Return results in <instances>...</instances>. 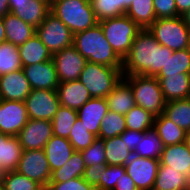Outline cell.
Masks as SVG:
<instances>
[{
  "label": "cell",
  "instance_id": "obj_1",
  "mask_svg": "<svg viewBox=\"0 0 190 190\" xmlns=\"http://www.w3.org/2000/svg\"><path fill=\"white\" fill-rule=\"evenodd\" d=\"M173 52L159 44L148 28L141 29L123 59V75L156 76Z\"/></svg>",
  "mask_w": 190,
  "mask_h": 190
},
{
  "label": "cell",
  "instance_id": "obj_2",
  "mask_svg": "<svg viewBox=\"0 0 190 190\" xmlns=\"http://www.w3.org/2000/svg\"><path fill=\"white\" fill-rule=\"evenodd\" d=\"M72 46L88 61L122 70L123 60L108 43L100 24L75 33Z\"/></svg>",
  "mask_w": 190,
  "mask_h": 190
},
{
  "label": "cell",
  "instance_id": "obj_3",
  "mask_svg": "<svg viewBox=\"0 0 190 190\" xmlns=\"http://www.w3.org/2000/svg\"><path fill=\"white\" fill-rule=\"evenodd\" d=\"M50 12L59 18L73 34L98 24L90 0H52Z\"/></svg>",
  "mask_w": 190,
  "mask_h": 190
},
{
  "label": "cell",
  "instance_id": "obj_4",
  "mask_svg": "<svg viewBox=\"0 0 190 190\" xmlns=\"http://www.w3.org/2000/svg\"><path fill=\"white\" fill-rule=\"evenodd\" d=\"M123 78L132 88L136 106L142 107L155 117L163 113L166 101L155 76L123 75Z\"/></svg>",
  "mask_w": 190,
  "mask_h": 190
},
{
  "label": "cell",
  "instance_id": "obj_5",
  "mask_svg": "<svg viewBox=\"0 0 190 190\" xmlns=\"http://www.w3.org/2000/svg\"><path fill=\"white\" fill-rule=\"evenodd\" d=\"M105 38L116 54L123 60L130 51L141 28L127 15L98 21Z\"/></svg>",
  "mask_w": 190,
  "mask_h": 190
},
{
  "label": "cell",
  "instance_id": "obj_6",
  "mask_svg": "<svg viewBox=\"0 0 190 190\" xmlns=\"http://www.w3.org/2000/svg\"><path fill=\"white\" fill-rule=\"evenodd\" d=\"M122 78L123 71L118 68L87 61L79 81L89 91L92 98H105Z\"/></svg>",
  "mask_w": 190,
  "mask_h": 190
},
{
  "label": "cell",
  "instance_id": "obj_7",
  "mask_svg": "<svg viewBox=\"0 0 190 190\" xmlns=\"http://www.w3.org/2000/svg\"><path fill=\"white\" fill-rule=\"evenodd\" d=\"M148 30L159 44L173 51L190 48V29L181 16L156 19Z\"/></svg>",
  "mask_w": 190,
  "mask_h": 190
},
{
  "label": "cell",
  "instance_id": "obj_8",
  "mask_svg": "<svg viewBox=\"0 0 190 190\" xmlns=\"http://www.w3.org/2000/svg\"><path fill=\"white\" fill-rule=\"evenodd\" d=\"M36 35L52 55L64 48L71 47L73 44L74 34L51 12L46 15L45 20L36 28Z\"/></svg>",
  "mask_w": 190,
  "mask_h": 190
},
{
  "label": "cell",
  "instance_id": "obj_9",
  "mask_svg": "<svg viewBox=\"0 0 190 190\" xmlns=\"http://www.w3.org/2000/svg\"><path fill=\"white\" fill-rule=\"evenodd\" d=\"M29 119L52 121L61 106L57 90H31L25 99Z\"/></svg>",
  "mask_w": 190,
  "mask_h": 190
},
{
  "label": "cell",
  "instance_id": "obj_10",
  "mask_svg": "<svg viewBox=\"0 0 190 190\" xmlns=\"http://www.w3.org/2000/svg\"><path fill=\"white\" fill-rule=\"evenodd\" d=\"M16 171L40 185H47L52 174L44 149L23 150Z\"/></svg>",
  "mask_w": 190,
  "mask_h": 190
},
{
  "label": "cell",
  "instance_id": "obj_11",
  "mask_svg": "<svg viewBox=\"0 0 190 190\" xmlns=\"http://www.w3.org/2000/svg\"><path fill=\"white\" fill-rule=\"evenodd\" d=\"M159 166V159L143 158L134 154L125 164L126 173L138 190H153Z\"/></svg>",
  "mask_w": 190,
  "mask_h": 190
},
{
  "label": "cell",
  "instance_id": "obj_12",
  "mask_svg": "<svg viewBox=\"0 0 190 190\" xmlns=\"http://www.w3.org/2000/svg\"><path fill=\"white\" fill-rule=\"evenodd\" d=\"M24 101L0 100V132L9 136H18L28 122Z\"/></svg>",
  "mask_w": 190,
  "mask_h": 190
},
{
  "label": "cell",
  "instance_id": "obj_13",
  "mask_svg": "<svg viewBox=\"0 0 190 190\" xmlns=\"http://www.w3.org/2000/svg\"><path fill=\"white\" fill-rule=\"evenodd\" d=\"M59 82L79 80L87 60L73 47L64 48L52 58Z\"/></svg>",
  "mask_w": 190,
  "mask_h": 190
},
{
  "label": "cell",
  "instance_id": "obj_14",
  "mask_svg": "<svg viewBox=\"0 0 190 190\" xmlns=\"http://www.w3.org/2000/svg\"><path fill=\"white\" fill-rule=\"evenodd\" d=\"M52 136L51 121L29 119L17 137L23 150H36L44 149Z\"/></svg>",
  "mask_w": 190,
  "mask_h": 190
},
{
  "label": "cell",
  "instance_id": "obj_15",
  "mask_svg": "<svg viewBox=\"0 0 190 190\" xmlns=\"http://www.w3.org/2000/svg\"><path fill=\"white\" fill-rule=\"evenodd\" d=\"M25 77L32 90H57L59 80L53 60L23 66Z\"/></svg>",
  "mask_w": 190,
  "mask_h": 190
},
{
  "label": "cell",
  "instance_id": "obj_16",
  "mask_svg": "<svg viewBox=\"0 0 190 190\" xmlns=\"http://www.w3.org/2000/svg\"><path fill=\"white\" fill-rule=\"evenodd\" d=\"M29 81L23 70L0 76V98L9 101H25L31 93Z\"/></svg>",
  "mask_w": 190,
  "mask_h": 190
},
{
  "label": "cell",
  "instance_id": "obj_17",
  "mask_svg": "<svg viewBox=\"0 0 190 190\" xmlns=\"http://www.w3.org/2000/svg\"><path fill=\"white\" fill-rule=\"evenodd\" d=\"M108 112L105 98H91L77 110L78 119L92 134L99 136L100 123Z\"/></svg>",
  "mask_w": 190,
  "mask_h": 190
},
{
  "label": "cell",
  "instance_id": "obj_18",
  "mask_svg": "<svg viewBox=\"0 0 190 190\" xmlns=\"http://www.w3.org/2000/svg\"><path fill=\"white\" fill-rule=\"evenodd\" d=\"M166 102L190 98V73L156 75Z\"/></svg>",
  "mask_w": 190,
  "mask_h": 190
},
{
  "label": "cell",
  "instance_id": "obj_19",
  "mask_svg": "<svg viewBox=\"0 0 190 190\" xmlns=\"http://www.w3.org/2000/svg\"><path fill=\"white\" fill-rule=\"evenodd\" d=\"M160 166H169L170 169L178 171L190 177V152L185 142L162 147L159 158Z\"/></svg>",
  "mask_w": 190,
  "mask_h": 190
},
{
  "label": "cell",
  "instance_id": "obj_20",
  "mask_svg": "<svg viewBox=\"0 0 190 190\" xmlns=\"http://www.w3.org/2000/svg\"><path fill=\"white\" fill-rule=\"evenodd\" d=\"M57 94L61 106L74 110H78L92 98L89 91L79 80L59 82Z\"/></svg>",
  "mask_w": 190,
  "mask_h": 190
},
{
  "label": "cell",
  "instance_id": "obj_21",
  "mask_svg": "<svg viewBox=\"0 0 190 190\" xmlns=\"http://www.w3.org/2000/svg\"><path fill=\"white\" fill-rule=\"evenodd\" d=\"M23 149L17 136L0 132V169L2 172L15 171L21 159Z\"/></svg>",
  "mask_w": 190,
  "mask_h": 190
},
{
  "label": "cell",
  "instance_id": "obj_22",
  "mask_svg": "<svg viewBox=\"0 0 190 190\" xmlns=\"http://www.w3.org/2000/svg\"><path fill=\"white\" fill-rule=\"evenodd\" d=\"M6 42L19 46L36 34V28L18 16L8 13L3 18Z\"/></svg>",
  "mask_w": 190,
  "mask_h": 190
},
{
  "label": "cell",
  "instance_id": "obj_23",
  "mask_svg": "<svg viewBox=\"0 0 190 190\" xmlns=\"http://www.w3.org/2000/svg\"><path fill=\"white\" fill-rule=\"evenodd\" d=\"M108 110L126 115L134 106L136 101L130 84L122 78L111 93L105 97Z\"/></svg>",
  "mask_w": 190,
  "mask_h": 190
},
{
  "label": "cell",
  "instance_id": "obj_24",
  "mask_svg": "<svg viewBox=\"0 0 190 190\" xmlns=\"http://www.w3.org/2000/svg\"><path fill=\"white\" fill-rule=\"evenodd\" d=\"M44 151L51 171L64 166L75 152L68 139L54 135L45 144Z\"/></svg>",
  "mask_w": 190,
  "mask_h": 190
},
{
  "label": "cell",
  "instance_id": "obj_25",
  "mask_svg": "<svg viewBox=\"0 0 190 190\" xmlns=\"http://www.w3.org/2000/svg\"><path fill=\"white\" fill-rule=\"evenodd\" d=\"M49 12L50 4L43 0H30L23 5H16V8H10V13L35 28L40 26Z\"/></svg>",
  "mask_w": 190,
  "mask_h": 190
},
{
  "label": "cell",
  "instance_id": "obj_26",
  "mask_svg": "<svg viewBox=\"0 0 190 190\" xmlns=\"http://www.w3.org/2000/svg\"><path fill=\"white\" fill-rule=\"evenodd\" d=\"M18 51L23 66L47 62L53 58L49 49L41 42L36 34L24 44L19 45Z\"/></svg>",
  "mask_w": 190,
  "mask_h": 190
},
{
  "label": "cell",
  "instance_id": "obj_27",
  "mask_svg": "<svg viewBox=\"0 0 190 190\" xmlns=\"http://www.w3.org/2000/svg\"><path fill=\"white\" fill-rule=\"evenodd\" d=\"M162 147L185 142L186 131L174 124L163 113L154 119V128Z\"/></svg>",
  "mask_w": 190,
  "mask_h": 190
},
{
  "label": "cell",
  "instance_id": "obj_28",
  "mask_svg": "<svg viewBox=\"0 0 190 190\" xmlns=\"http://www.w3.org/2000/svg\"><path fill=\"white\" fill-rule=\"evenodd\" d=\"M189 178L169 166H159L153 190H188Z\"/></svg>",
  "mask_w": 190,
  "mask_h": 190
},
{
  "label": "cell",
  "instance_id": "obj_29",
  "mask_svg": "<svg viewBox=\"0 0 190 190\" xmlns=\"http://www.w3.org/2000/svg\"><path fill=\"white\" fill-rule=\"evenodd\" d=\"M86 168L80 151H75L64 166L52 171L49 183L66 182L71 179L82 177Z\"/></svg>",
  "mask_w": 190,
  "mask_h": 190
},
{
  "label": "cell",
  "instance_id": "obj_30",
  "mask_svg": "<svg viewBox=\"0 0 190 190\" xmlns=\"http://www.w3.org/2000/svg\"><path fill=\"white\" fill-rule=\"evenodd\" d=\"M141 29H147L156 20L153 0H133L125 12Z\"/></svg>",
  "mask_w": 190,
  "mask_h": 190
},
{
  "label": "cell",
  "instance_id": "obj_31",
  "mask_svg": "<svg viewBox=\"0 0 190 190\" xmlns=\"http://www.w3.org/2000/svg\"><path fill=\"white\" fill-rule=\"evenodd\" d=\"M163 114L184 131H190V98L166 102Z\"/></svg>",
  "mask_w": 190,
  "mask_h": 190
},
{
  "label": "cell",
  "instance_id": "obj_32",
  "mask_svg": "<svg viewBox=\"0 0 190 190\" xmlns=\"http://www.w3.org/2000/svg\"><path fill=\"white\" fill-rule=\"evenodd\" d=\"M104 148L107 165L125 166L133 155V152L127 148V144L122 141L120 136L104 139Z\"/></svg>",
  "mask_w": 190,
  "mask_h": 190
},
{
  "label": "cell",
  "instance_id": "obj_33",
  "mask_svg": "<svg viewBox=\"0 0 190 190\" xmlns=\"http://www.w3.org/2000/svg\"><path fill=\"white\" fill-rule=\"evenodd\" d=\"M98 21L125 14L133 0H90Z\"/></svg>",
  "mask_w": 190,
  "mask_h": 190
},
{
  "label": "cell",
  "instance_id": "obj_34",
  "mask_svg": "<svg viewBox=\"0 0 190 190\" xmlns=\"http://www.w3.org/2000/svg\"><path fill=\"white\" fill-rule=\"evenodd\" d=\"M77 119V110L60 106L51 121L53 126V135L68 139L72 127Z\"/></svg>",
  "mask_w": 190,
  "mask_h": 190
},
{
  "label": "cell",
  "instance_id": "obj_35",
  "mask_svg": "<svg viewBox=\"0 0 190 190\" xmlns=\"http://www.w3.org/2000/svg\"><path fill=\"white\" fill-rule=\"evenodd\" d=\"M124 116L128 130L148 132L154 128L155 116L140 106H134Z\"/></svg>",
  "mask_w": 190,
  "mask_h": 190
},
{
  "label": "cell",
  "instance_id": "obj_36",
  "mask_svg": "<svg viewBox=\"0 0 190 190\" xmlns=\"http://www.w3.org/2000/svg\"><path fill=\"white\" fill-rule=\"evenodd\" d=\"M23 64L19 55L18 46L9 42L0 44V76L22 70Z\"/></svg>",
  "mask_w": 190,
  "mask_h": 190
},
{
  "label": "cell",
  "instance_id": "obj_37",
  "mask_svg": "<svg viewBox=\"0 0 190 190\" xmlns=\"http://www.w3.org/2000/svg\"><path fill=\"white\" fill-rule=\"evenodd\" d=\"M125 116L108 110L100 123L99 138L107 139L121 135L126 130Z\"/></svg>",
  "mask_w": 190,
  "mask_h": 190
},
{
  "label": "cell",
  "instance_id": "obj_38",
  "mask_svg": "<svg viewBox=\"0 0 190 190\" xmlns=\"http://www.w3.org/2000/svg\"><path fill=\"white\" fill-rule=\"evenodd\" d=\"M190 73V48L174 51L157 75Z\"/></svg>",
  "mask_w": 190,
  "mask_h": 190
},
{
  "label": "cell",
  "instance_id": "obj_39",
  "mask_svg": "<svg viewBox=\"0 0 190 190\" xmlns=\"http://www.w3.org/2000/svg\"><path fill=\"white\" fill-rule=\"evenodd\" d=\"M161 151L162 145L156 132L150 130L145 132L133 154L143 158L159 159Z\"/></svg>",
  "mask_w": 190,
  "mask_h": 190
},
{
  "label": "cell",
  "instance_id": "obj_40",
  "mask_svg": "<svg viewBox=\"0 0 190 190\" xmlns=\"http://www.w3.org/2000/svg\"><path fill=\"white\" fill-rule=\"evenodd\" d=\"M97 138L96 135L89 132L79 119L74 123L69 135V142L75 151L87 149Z\"/></svg>",
  "mask_w": 190,
  "mask_h": 190
},
{
  "label": "cell",
  "instance_id": "obj_41",
  "mask_svg": "<svg viewBox=\"0 0 190 190\" xmlns=\"http://www.w3.org/2000/svg\"><path fill=\"white\" fill-rule=\"evenodd\" d=\"M1 181L4 190H34L40 185L16 170L4 172Z\"/></svg>",
  "mask_w": 190,
  "mask_h": 190
},
{
  "label": "cell",
  "instance_id": "obj_42",
  "mask_svg": "<svg viewBox=\"0 0 190 190\" xmlns=\"http://www.w3.org/2000/svg\"><path fill=\"white\" fill-rule=\"evenodd\" d=\"M80 152L86 167L98 164L107 165L104 139L102 138L97 137L87 149H84Z\"/></svg>",
  "mask_w": 190,
  "mask_h": 190
},
{
  "label": "cell",
  "instance_id": "obj_43",
  "mask_svg": "<svg viewBox=\"0 0 190 190\" xmlns=\"http://www.w3.org/2000/svg\"><path fill=\"white\" fill-rule=\"evenodd\" d=\"M120 172H126L125 166L106 165L101 175L97 190H114L117 181L120 179Z\"/></svg>",
  "mask_w": 190,
  "mask_h": 190
},
{
  "label": "cell",
  "instance_id": "obj_44",
  "mask_svg": "<svg viewBox=\"0 0 190 190\" xmlns=\"http://www.w3.org/2000/svg\"><path fill=\"white\" fill-rule=\"evenodd\" d=\"M47 188L48 190H96L83 177H77L66 182L48 183Z\"/></svg>",
  "mask_w": 190,
  "mask_h": 190
},
{
  "label": "cell",
  "instance_id": "obj_45",
  "mask_svg": "<svg viewBox=\"0 0 190 190\" xmlns=\"http://www.w3.org/2000/svg\"><path fill=\"white\" fill-rule=\"evenodd\" d=\"M156 19L180 16L177 13L175 0H153Z\"/></svg>",
  "mask_w": 190,
  "mask_h": 190
},
{
  "label": "cell",
  "instance_id": "obj_46",
  "mask_svg": "<svg viewBox=\"0 0 190 190\" xmlns=\"http://www.w3.org/2000/svg\"><path fill=\"white\" fill-rule=\"evenodd\" d=\"M105 167L106 165L102 164L86 167L82 177L87 183L96 188L100 183L101 175L104 173Z\"/></svg>",
  "mask_w": 190,
  "mask_h": 190
},
{
  "label": "cell",
  "instance_id": "obj_47",
  "mask_svg": "<svg viewBox=\"0 0 190 190\" xmlns=\"http://www.w3.org/2000/svg\"><path fill=\"white\" fill-rule=\"evenodd\" d=\"M145 132H138L135 130L126 129L121 135H119L122 141H125L127 148L134 153L138 143L142 140Z\"/></svg>",
  "mask_w": 190,
  "mask_h": 190
},
{
  "label": "cell",
  "instance_id": "obj_48",
  "mask_svg": "<svg viewBox=\"0 0 190 190\" xmlns=\"http://www.w3.org/2000/svg\"><path fill=\"white\" fill-rule=\"evenodd\" d=\"M114 190H138L131 177L126 172H120V179L117 181Z\"/></svg>",
  "mask_w": 190,
  "mask_h": 190
},
{
  "label": "cell",
  "instance_id": "obj_49",
  "mask_svg": "<svg viewBox=\"0 0 190 190\" xmlns=\"http://www.w3.org/2000/svg\"><path fill=\"white\" fill-rule=\"evenodd\" d=\"M177 13L181 16L186 11L190 10V0H175Z\"/></svg>",
  "mask_w": 190,
  "mask_h": 190
},
{
  "label": "cell",
  "instance_id": "obj_50",
  "mask_svg": "<svg viewBox=\"0 0 190 190\" xmlns=\"http://www.w3.org/2000/svg\"><path fill=\"white\" fill-rule=\"evenodd\" d=\"M10 13L9 0H0V17Z\"/></svg>",
  "mask_w": 190,
  "mask_h": 190
},
{
  "label": "cell",
  "instance_id": "obj_51",
  "mask_svg": "<svg viewBox=\"0 0 190 190\" xmlns=\"http://www.w3.org/2000/svg\"><path fill=\"white\" fill-rule=\"evenodd\" d=\"M5 32L4 23L2 17H0V44L6 42Z\"/></svg>",
  "mask_w": 190,
  "mask_h": 190
},
{
  "label": "cell",
  "instance_id": "obj_52",
  "mask_svg": "<svg viewBox=\"0 0 190 190\" xmlns=\"http://www.w3.org/2000/svg\"><path fill=\"white\" fill-rule=\"evenodd\" d=\"M30 0H9V8H16V5H23Z\"/></svg>",
  "mask_w": 190,
  "mask_h": 190
},
{
  "label": "cell",
  "instance_id": "obj_53",
  "mask_svg": "<svg viewBox=\"0 0 190 190\" xmlns=\"http://www.w3.org/2000/svg\"><path fill=\"white\" fill-rule=\"evenodd\" d=\"M181 17L184 20V23L187 25V27L190 29V10L186 11Z\"/></svg>",
  "mask_w": 190,
  "mask_h": 190
},
{
  "label": "cell",
  "instance_id": "obj_54",
  "mask_svg": "<svg viewBox=\"0 0 190 190\" xmlns=\"http://www.w3.org/2000/svg\"><path fill=\"white\" fill-rule=\"evenodd\" d=\"M185 143H186L188 150L190 152V131L186 132Z\"/></svg>",
  "mask_w": 190,
  "mask_h": 190
},
{
  "label": "cell",
  "instance_id": "obj_55",
  "mask_svg": "<svg viewBox=\"0 0 190 190\" xmlns=\"http://www.w3.org/2000/svg\"><path fill=\"white\" fill-rule=\"evenodd\" d=\"M34 190H48L47 185H39L37 188Z\"/></svg>",
  "mask_w": 190,
  "mask_h": 190
},
{
  "label": "cell",
  "instance_id": "obj_56",
  "mask_svg": "<svg viewBox=\"0 0 190 190\" xmlns=\"http://www.w3.org/2000/svg\"><path fill=\"white\" fill-rule=\"evenodd\" d=\"M0 190H4V186L1 180H0Z\"/></svg>",
  "mask_w": 190,
  "mask_h": 190
},
{
  "label": "cell",
  "instance_id": "obj_57",
  "mask_svg": "<svg viewBox=\"0 0 190 190\" xmlns=\"http://www.w3.org/2000/svg\"><path fill=\"white\" fill-rule=\"evenodd\" d=\"M2 176H3V172H2V170L0 169V180L2 179Z\"/></svg>",
  "mask_w": 190,
  "mask_h": 190
},
{
  "label": "cell",
  "instance_id": "obj_58",
  "mask_svg": "<svg viewBox=\"0 0 190 190\" xmlns=\"http://www.w3.org/2000/svg\"><path fill=\"white\" fill-rule=\"evenodd\" d=\"M188 190H190V177H189V183H188Z\"/></svg>",
  "mask_w": 190,
  "mask_h": 190
},
{
  "label": "cell",
  "instance_id": "obj_59",
  "mask_svg": "<svg viewBox=\"0 0 190 190\" xmlns=\"http://www.w3.org/2000/svg\"><path fill=\"white\" fill-rule=\"evenodd\" d=\"M43 1H47L49 4H51V1H52V0H43Z\"/></svg>",
  "mask_w": 190,
  "mask_h": 190
}]
</instances>
